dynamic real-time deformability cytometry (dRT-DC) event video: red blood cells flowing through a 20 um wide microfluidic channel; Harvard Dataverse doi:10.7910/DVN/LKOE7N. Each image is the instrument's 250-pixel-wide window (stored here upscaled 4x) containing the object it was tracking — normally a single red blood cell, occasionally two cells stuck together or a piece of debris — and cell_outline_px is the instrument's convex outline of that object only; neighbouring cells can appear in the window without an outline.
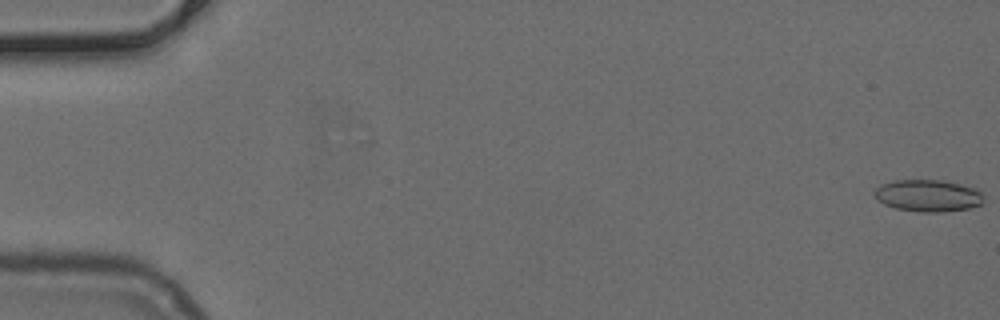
{"species": "common noctule bat (a hibernating species)", "species_latin": "Nyctalus noctula", "temperature_condition": "cold", "stored_images_in_passage": 52, "camera_frame_rate_fps": 3000, "um_per_image_px": 0.085, "animal": {"sex": "female", "body_mass_g": 24.6, "forearm_length_mm": 56.2}, "frame": {"image": 1, "passage_image": 1, "time_ms": 0.0, "image_size_px": [1000, 320], "cell_outline_px": [[984, 200], [980, 204], [968, 208], [940, 212], [920, 212], [896, 208], [884, 204], [872, 192], [880, 184], [892, 180], [940, 180], [960, 184], [972, 188], [980, 192], [984, 196]], "centroid_in_image_um": [78.85, 16.62], "position_along_channel_um": 6.2, "area_um2": 20.17}}
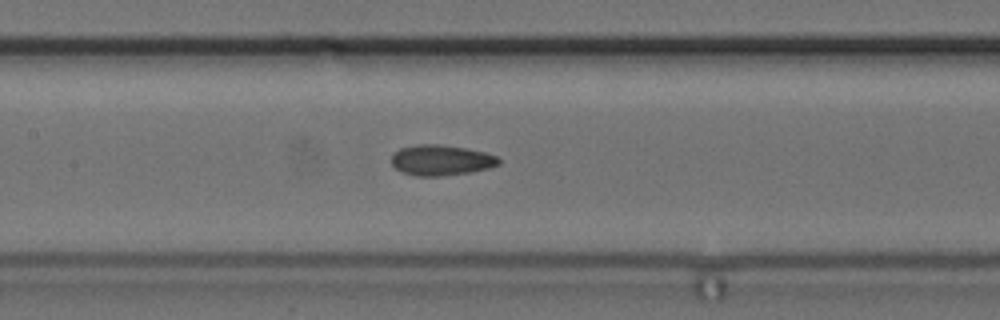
{"frame": {"image": 2, "passage_image": 25, "time_ms": 8.0, "image_size_px": [1000, 320], "cell_outline_px": [[500, 164], [488, 168], [468, 172], [440, 176], [416, 176], [400, 172], [392, 164], [392, 152], [400, 148], [420, 144], [436, 144], [464, 148], [484, 152], [496, 156], [500, 160]], "centroid_in_image_um": [37.45, 13.62], "position_along_channel_um": 169.9, "area_um2": 18.96}}
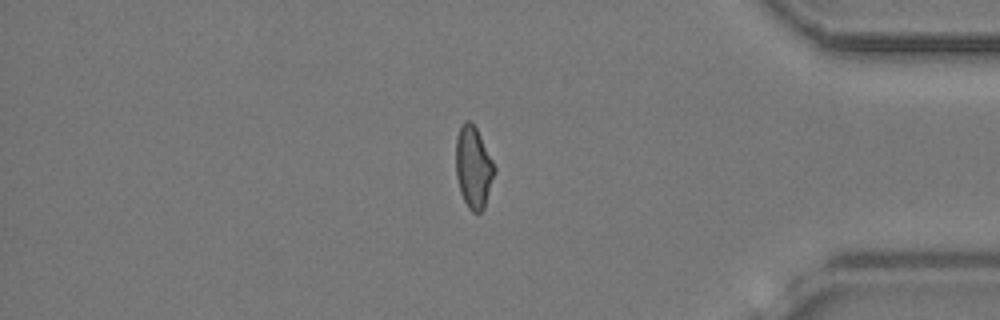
{"frame": {"image": 3, "passage_image": 44, "time_ms": 14.333, "image_size_px": [1000, 320], "cell_outline_px": [[496, 172], [484, 208], [480, 212], [472, 212], [468, 208], [460, 192], [456, 176], [456, 136], [460, 124], [464, 120], [468, 120], [476, 128], [496, 168]], "centroid_in_image_um": [40.23, 14.22], "position_along_channel_um": 395.0, "area_um2": 18.44}}